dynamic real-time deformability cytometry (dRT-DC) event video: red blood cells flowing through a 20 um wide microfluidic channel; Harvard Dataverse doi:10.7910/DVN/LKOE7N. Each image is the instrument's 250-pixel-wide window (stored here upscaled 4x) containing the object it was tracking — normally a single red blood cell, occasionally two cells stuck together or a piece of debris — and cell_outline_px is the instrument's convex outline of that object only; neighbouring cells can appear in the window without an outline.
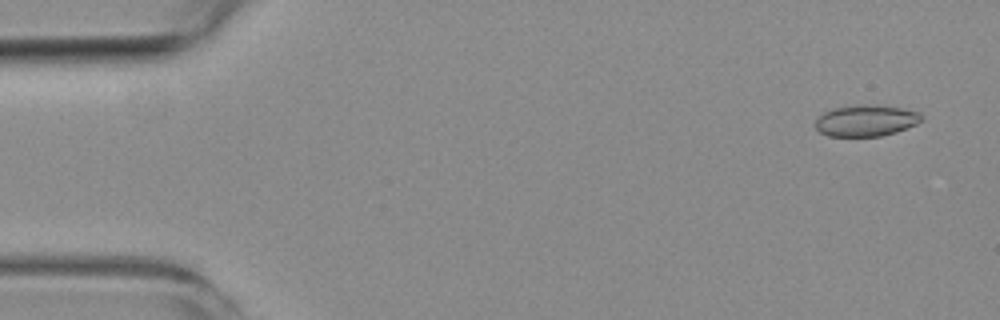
{"species": "common noctule bat (a hibernating species)", "species_latin": "Nyctalus noctula", "temperature_condition": "room temperature", "stored_images_in_passage": 4, "camera_frame_rate_fps": 3000, "um_per_image_px": 0.085, "animal": {"sex": "female", "body_mass_g": 19.3, "forearm_length_mm": 54.1}, "frame": {"image": 1, "passage_image": 1, "time_ms": 0.0, "image_size_px": [1000, 320], "cell_outline_px": [[920, 120], [916, 124], [896, 132], [880, 136], [828, 136], [820, 132], [816, 128], [816, 120], [824, 112], [836, 108], [864, 104], [900, 108], [920, 112]], "centroid_in_image_um": [73.59, 10.26], "position_along_channel_um": 11.4, "area_um2": 18.96}}